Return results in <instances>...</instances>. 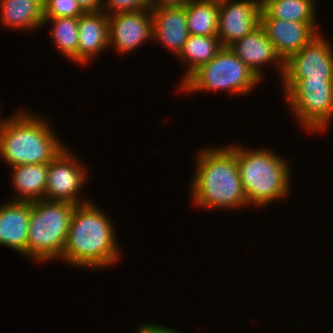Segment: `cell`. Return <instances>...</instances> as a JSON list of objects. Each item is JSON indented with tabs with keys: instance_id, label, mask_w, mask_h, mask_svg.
<instances>
[{
	"instance_id": "cell-1",
	"label": "cell",
	"mask_w": 333,
	"mask_h": 333,
	"mask_svg": "<svg viewBox=\"0 0 333 333\" xmlns=\"http://www.w3.org/2000/svg\"><path fill=\"white\" fill-rule=\"evenodd\" d=\"M113 224L93 202L75 205L61 259L81 268L115 265L121 253Z\"/></svg>"
},
{
	"instance_id": "cell-2",
	"label": "cell",
	"mask_w": 333,
	"mask_h": 333,
	"mask_svg": "<svg viewBox=\"0 0 333 333\" xmlns=\"http://www.w3.org/2000/svg\"><path fill=\"white\" fill-rule=\"evenodd\" d=\"M196 162L190 188L194 205L228 210L249 205L240 179L235 145L200 150Z\"/></svg>"
},
{
	"instance_id": "cell-3",
	"label": "cell",
	"mask_w": 333,
	"mask_h": 333,
	"mask_svg": "<svg viewBox=\"0 0 333 333\" xmlns=\"http://www.w3.org/2000/svg\"><path fill=\"white\" fill-rule=\"evenodd\" d=\"M45 119L19 111L2 122L0 156L11 167L49 163L66 147Z\"/></svg>"
},
{
	"instance_id": "cell-4",
	"label": "cell",
	"mask_w": 333,
	"mask_h": 333,
	"mask_svg": "<svg viewBox=\"0 0 333 333\" xmlns=\"http://www.w3.org/2000/svg\"><path fill=\"white\" fill-rule=\"evenodd\" d=\"M235 155L249 205L265 207L289 194L291 176L287 160L268 149L249 150L238 145Z\"/></svg>"
},
{
	"instance_id": "cell-5",
	"label": "cell",
	"mask_w": 333,
	"mask_h": 333,
	"mask_svg": "<svg viewBox=\"0 0 333 333\" xmlns=\"http://www.w3.org/2000/svg\"><path fill=\"white\" fill-rule=\"evenodd\" d=\"M75 205L46 199L31 202L27 257L44 262L61 258Z\"/></svg>"
},
{
	"instance_id": "cell-6",
	"label": "cell",
	"mask_w": 333,
	"mask_h": 333,
	"mask_svg": "<svg viewBox=\"0 0 333 333\" xmlns=\"http://www.w3.org/2000/svg\"><path fill=\"white\" fill-rule=\"evenodd\" d=\"M260 82L261 79L229 47H223L212 60L201 65L179 85V92L227 90L246 95Z\"/></svg>"
},
{
	"instance_id": "cell-7",
	"label": "cell",
	"mask_w": 333,
	"mask_h": 333,
	"mask_svg": "<svg viewBox=\"0 0 333 333\" xmlns=\"http://www.w3.org/2000/svg\"><path fill=\"white\" fill-rule=\"evenodd\" d=\"M284 94L302 128L310 132L329 128L333 117V80H282Z\"/></svg>"
},
{
	"instance_id": "cell-8",
	"label": "cell",
	"mask_w": 333,
	"mask_h": 333,
	"mask_svg": "<svg viewBox=\"0 0 333 333\" xmlns=\"http://www.w3.org/2000/svg\"><path fill=\"white\" fill-rule=\"evenodd\" d=\"M71 155L72 153L69 152L68 148H65L48 163L46 200L68 202L73 205L89 202L88 199L82 201L78 198L80 189L83 188L87 180V170L75 159L76 157Z\"/></svg>"
},
{
	"instance_id": "cell-9",
	"label": "cell",
	"mask_w": 333,
	"mask_h": 333,
	"mask_svg": "<svg viewBox=\"0 0 333 333\" xmlns=\"http://www.w3.org/2000/svg\"><path fill=\"white\" fill-rule=\"evenodd\" d=\"M316 35L298 52L291 54L284 61L282 80H333V48L329 41Z\"/></svg>"
},
{
	"instance_id": "cell-10",
	"label": "cell",
	"mask_w": 333,
	"mask_h": 333,
	"mask_svg": "<svg viewBox=\"0 0 333 333\" xmlns=\"http://www.w3.org/2000/svg\"><path fill=\"white\" fill-rule=\"evenodd\" d=\"M261 0H219L218 33L223 47L242 39L260 25Z\"/></svg>"
},
{
	"instance_id": "cell-11",
	"label": "cell",
	"mask_w": 333,
	"mask_h": 333,
	"mask_svg": "<svg viewBox=\"0 0 333 333\" xmlns=\"http://www.w3.org/2000/svg\"><path fill=\"white\" fill-rule=\"evenodd\" d=\"M109 46L129 53L152 39L151 9L108 16Z\"/></svg>"
},
{
	"instance_id": "cell-12",
	"label": "cell",
	"mask_w": 333,
	"mask_h": 333,
	"mask_svg": "<svg viewBox=\"0 0 333 333\" xmlns=\"http://www.w3.org/2000/svg\"><path fill=\"white\" fill-rule=\"evenodd\" d=\"M316 22H293L275 18H260V26L285 61L319 34Z\"/></svg>"
},
{
	"instance_id": "cell-13",
	"label": "cell",
	"mask_w": 333,
	"mask_h": 333,
	"mask_svg": "<svg viewBox=\"0 0 333 333\" xmlns=\"http://www.w3.org/2000/svg\"><path fill=\"white\" fill-rule=\"evenodd\" d=\"M228 47L259 79H263L261 75L263 73L260 71L262 65L271 62H275V66L279 67V75L282 77L284 60L276 52L274 44L266 36L265 31L260 25L251 33L233 42Z\"/></svg>"
},
{
	"instance_id": "cell-14",
	"label": "cell",
	"mask_w": 333,
	"mask_h": 333,
	"mask_svg": "<svg viewBox=\"0 0 333 333\" xmlns=\"http://www.w3.org/2000/svg\"><path fill=\"white\" fill-rule=\"evenodd\" d=\"M152 41L179 56L189 37L185 7H152Z\"/></svg>"
},
{
	"instance_id": "cell-15",
	"label": "cell",
	"mask_w": 333,
	"mask_h": 333,
	"mask_svg": "<svg viewBox=\"0 0 333 333\" xmlns=\"http://www.w3.org/2000/svg\"><path fill=\"white\" fill-rule=\"evenodd\" d=\"M31 202L9 201L0 206V245L27 257Z\"/></svg>"
},
{
	"instance_id": "cell-16",
	"label": "cell",
	"mask_w": 333,
	"mask_h": 333,
	"mask_svg": "<svg viewBox=\"0 0 333 333\" xmlns=\"http://www.w3.org/2000/svg\"><path fill=\"white\" fill-rule=\"evenodd\" d=\"M78 63L86 64L109 47L108 16L100 12L84 13L78 18Z\"/></svg>"
},
{
	"instance_id": "cell-17",
	"label": "cell",
	"mask_w": 333,
	"mask_h": 333,
	"mask_svg": "<svg viewBox=\"0 0 333 333\" xmlns=\"http://www.w3.org/2000/svg\"><path fill=\"white\" fill-rule=\"evenodd\" d=\"M1 23L9 28H40L44 20V0H0Z\"/></svg>"
},
{
	"instance_id": "cell-18",
	"label": "cell",
	"mask_w": 333,
	"mask_h": 333,
	"mask_svg": "<svg viewBox=\"0 0 333 333\" xmlns=\"http://www.w3.org/2000/svg\"><path fill=\"white\" fill-rule=\"evenodd\" d=\"M12 168V184L18 196L11 200L35 202L45 199L48 163L17 165Z\"/></svg>"
},
{
	"instance_id": "cell-19",
	"label": "cell",
	"mask_w": 333,
	"mask_h": 333,
	"mask_svg": "<svg viewBox=\"0 0 333 333\" xmlns=\"http://www.w3.org/2000/svg\"><path fill=\"white\" fill-rule=\"evenodd\" d=\"M223 48L217 36H201L189 34L183 50L177 57L188 65L186 74L182 77L180 85L201 65L212 60Z\"/></svg>"
},
{
	"instance_id": "cell-20",
	"label": "cell",
	"mask_w": 333,
	"mask_h": 333,
	"mask_svg": "<svg viewBox=\"0 0 333 333\" xmlns=\"http://www.w3.org/2000/svg\"><path fill=\"white\" fill-rule=\"evenodd\" d=\"M315 0H261L260 18L316 22Z\"/></svg>"
},
{
	"instance_id": "cell-21",
	"label": "cell",
	"mask_w": 333,
	"mask_h": 333,
	"mask_svg": "<svg viewBox=\"0 0 333 333\" xmlns=\"http://www.w3.org/2000/svg\"><path fill=\"white\" fill-rule=\"evenodd\" d=\"M184 7L189 34L217 36L219 0H194Z\"/></svg>"
},
{
	"instance_id": "cell-22",
	"label": "cell",
	"mask_w": 333,
	"mask_h": 333,
	"mask_svg": "<svg viewBox=\"0 0 333 333\" xmlns=\"http://www.w3.org/2000/svg\"><path fill=\"white\" fill-rule=\"evenodd\" d=\"M78 18L79 17H59L44 18V24L50 22L53 24L50 35L55 42L58 50H60L66 58L78 62Z\"/></svg>"
},
{
	"instance_id": "cell-23",
	"label": "cell",
	"mask_w": 333,
	"mask_h": 333,
	"mask_svg": "<svg viewBox=\"0 0 333 333\" xmlns=\"http://www.w3.org/2000/svg\"><path fill=\"white\" fill-rule=\"evenodd\" d=\"M84 13L76 0H44V18L80 17Z\"/></svg>"
},
{
	"instance_id": "cell-24",
	"label": "cell",
	"mask_w": 333,
	"mask_h": 333,
	"mask_svg": "<svg viewBox=\"0 0 333 333\" xmlns=\"http://www.w3.org/2000/svg\"><path fill=\"white\" fill-rule=\"evenodd\" d=\"M102 7L105 8L101 11L104 12L107 16H110L116 13L152 9L153 0H103Z\"/></svg>"
},
{
	"instance_id": "cell-25",
	"label": "cell",
	"mask_w": 333,
	"mask_h": 333,
	"mask_svg": "<svg viewBox=\"0 0 333 333\" xmlns=\"http://www.w3.org/2000/svg\"><path fill=\"white\" fill-rule=\"evenodd\" d=\"M136 333H180L179 331H175L171 328H167L164 326H159V324H142L139 326V330Z\"/></svg>"
},
{
	"instance_id": "cell-26",
	"label": "cell",
	"mask_w": 333,
	"mask_h": 333,
	"mask_svg": "<svg viewBox=\"0 0 333 333\" xmlns=\"http://www.w3.org/2000/svg\"><path fill=\"white\" fill-rule=\"evenodd\" d=\"M81 9L85 12H100L103 0H76Z\"/></svg>"
},
{
	"instance_id": "cell-27",
	"label": "cell",
	"mask_w": 333,
	"mask_h": 333,
	"mask_svg": "<svg viewBox=\"0 0 333 333\" xmlns=\"http://www.w3.org/2000/svg\"><path fill=\"white\" fill-rule=\"evenodd\" d=\"M194 0H153V7H184Z\"/></svg>"
},
{
	"instance_id": "cell-28",
	"label": "cell",
	"mask_w": 333,
	"mask_h": 333,
	"mask_svg": "<svg viewBox=\"0 0 333 333\" xmlns=\"http://www.w3.org/2000/svg\"><path fill=\"white\" fill-rule=\"evenodd\" d=\"M1 119V118H0ZM4 121V119H1L0 120V128H1V125H2V122Z\"/></svg>"
}]
</instances>
